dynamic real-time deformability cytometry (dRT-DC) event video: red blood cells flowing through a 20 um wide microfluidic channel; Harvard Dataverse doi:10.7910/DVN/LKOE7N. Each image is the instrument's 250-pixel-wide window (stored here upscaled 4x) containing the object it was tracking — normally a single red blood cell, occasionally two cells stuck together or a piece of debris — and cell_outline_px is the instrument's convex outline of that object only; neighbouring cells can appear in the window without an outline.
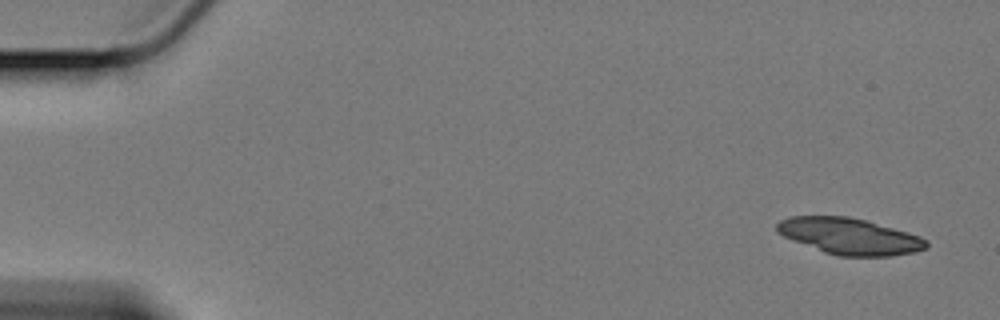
{"species": "Egyptian fruit bat (a non-hibernating species)", "species_latin": "Rousettus aegyptiacus", "temperature_condition": "cold", "stored_images_in_passage": 40, "segment_of_instrument_passage": [1, 2], "camera_frame_rate_fps": 3000, "um_per_image_px": 0.085, "animal": {"sex": "female"}, "frame": {"image": 1, "passage_image": 1, "time_ms": 0.0, "image_size_px": [1000, 320], "cell_outline_px": [[928, 248], [912, 252], [892, 256], [840, 256], [824, 252], [792, 240], [776, 232], [776, 224], [780, 220], [788, 216], [848, 216], [864, 220], [908, 232], [920, 236], [928, 240]], "centroid_in_image_um": [72.2, 20.08], "position_along_channel_um": 12.8, "area_um2": 31.56}}